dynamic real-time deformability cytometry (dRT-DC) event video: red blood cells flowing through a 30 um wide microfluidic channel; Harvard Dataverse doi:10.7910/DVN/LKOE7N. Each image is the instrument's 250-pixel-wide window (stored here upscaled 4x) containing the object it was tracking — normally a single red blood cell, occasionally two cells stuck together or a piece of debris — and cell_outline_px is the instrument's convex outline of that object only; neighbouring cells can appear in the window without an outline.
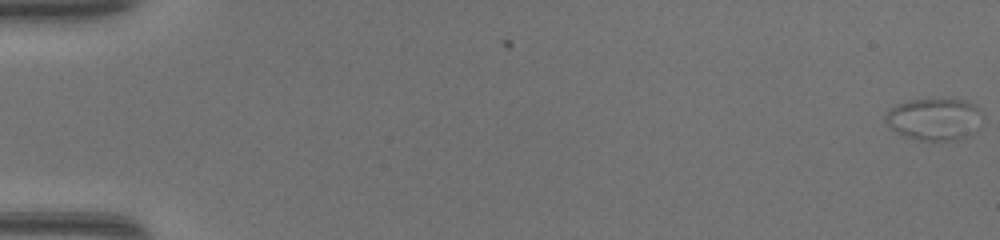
{"species": "common noctule bat (a hibernating species)", "species_latin": "Nyctalus noctula", "temperature_condition": "warm", "stored_images_in_passage": 42, "camera_frame_rate_fps": 3000, "um_per_image_px": 0.085, "animal": {"sex": "female", "body_mass_g": 17.0, "forearm_length_mm": 48.0}, "frame": {"image": 1, "passage_image": 1, "time_ms": 0.0, "image_size_px": [1000, 240], "cell_outline_px": [[984, 116], [980, 128], [972, 136], [956, 140], [920, 140], [908, 136], [884, 124], [884, 116], [896, 104], [908, 100], [968, 100], [976, 104], [984, 112]], "centroid_in_image_um": [79.53, 10.13], "position_along_channel_um": 5.5, "area_um2": 24.16}}
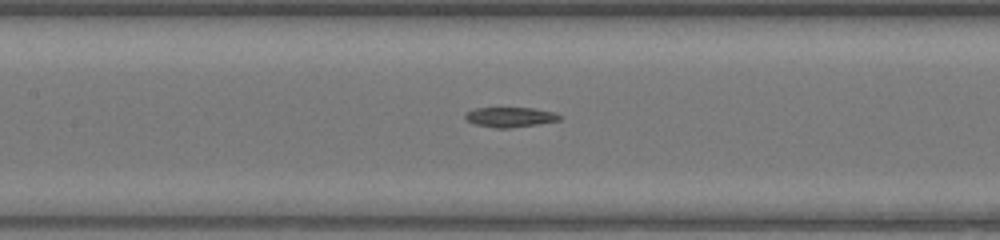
{"frame": {"image": 2, "passage_image": 25, "time_ms": 8.0, "image_size_px": [1000, 240], "cell_outline_px": [[560, 120], [536, 124], [508, 128], [496, 128], [476, 124], [468, 120], [464, 116], [468, 112], [476, 108], [532, 108], [552, 112], [560, 116]], "centroid_in_image_um": [43.35, 9.95], "position_along_channel_um": 164.1, "area_um2": 10.58}}
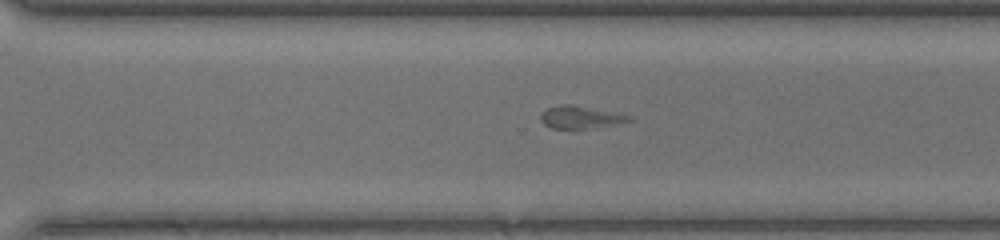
{"frame": {"image": 3, "passage_image": 36, "time_ms": 11.667, "image_size_px": [1000, 240], "cell_outline_px": [[636, 120], [588, 128], [552, 128], [544, 124], [540, 120], [540, 116], [548, 108], [560, 104], [572, 104], [636, 116]], "centroid_in_image_um": [49.4, 9.95], "position_along_channel_um": 321.2, "area_um2": 11.56}, "authors_computed_cell_mechanics": {"area_um2": 12.0224, "velocity_mm_per_s": 4.3041, "shape_relaxation_time_tau1_ms": null, "shape_relaxation_time_tau2_ms": 4.5494, "deformation_change_tau1": null, "deformation_change_tau2": 0.1067}}